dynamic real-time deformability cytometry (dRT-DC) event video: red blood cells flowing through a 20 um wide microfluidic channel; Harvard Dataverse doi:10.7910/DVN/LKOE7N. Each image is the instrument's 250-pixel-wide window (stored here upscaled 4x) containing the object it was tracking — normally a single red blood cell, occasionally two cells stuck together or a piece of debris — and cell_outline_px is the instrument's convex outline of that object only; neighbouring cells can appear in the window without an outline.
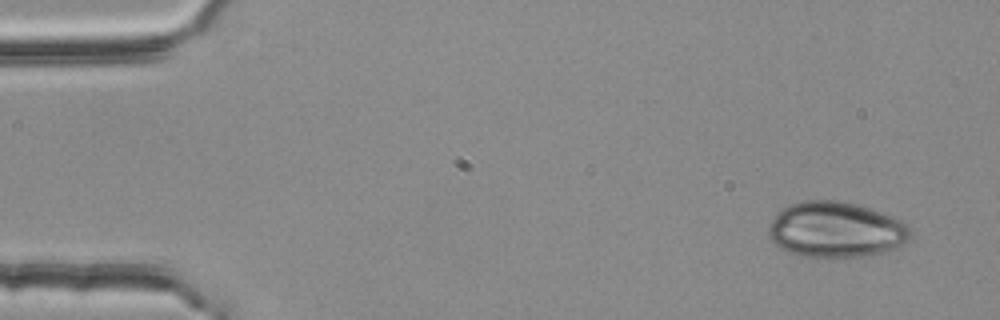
{"species": "common noctule bat (a hibernating species)", "species_latin": "Nyctalus noctula", "temperature_condition": "room temperature", "stored_images_in_passage": 4, "camera_frame_rate_fps": 3000, "um_per_image_px": 0.085, "animal": {"sex": "female", "body_mass_g": 25.1}, "frame": {"image": 1, "passage_image": 1, "time_ms": 0.0, "image_size_px": [1000, 320], "cell_outline_px": [[912, 240], [900, 248], [868, 256], [816, 260], [800, 256], [788, 252], [780, 248], [768, 236], [768, 224], [776, 212], [788, 204], [804, 200], [836, 200], [856, 204], [892, 216], [908, 224]], "centroid_in_image_um": [71.04, 19.57], "position_along_channel_um": 14.0, "area_um2": 47.45}}